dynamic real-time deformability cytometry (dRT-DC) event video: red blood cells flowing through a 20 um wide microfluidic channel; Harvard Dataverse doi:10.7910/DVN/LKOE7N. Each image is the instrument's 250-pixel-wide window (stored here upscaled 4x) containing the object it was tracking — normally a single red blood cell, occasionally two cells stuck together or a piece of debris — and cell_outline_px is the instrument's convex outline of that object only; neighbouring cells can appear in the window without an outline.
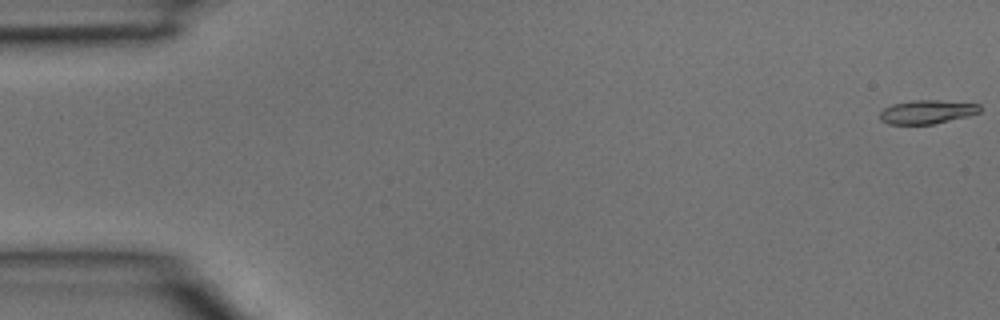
{"species": "common noctule bat (a hibernating species)", "species_latin": "Nyctalus noctula", "temperature_condition": "room temperature", "stored_images_in_passage": 4, "camera_frame_rate_fps": 3000, "um_per_image_px": 0.085, "animal": {"sex": "male", "body_mass_g": 15.6}, "frame": {"image": 1, "passage_image": 1, "time_ms": 0.0, "image_size_px": [1000, 320], "cell_outline_px": [[980, 112], [968, 116], [932, 124], [888, 124], [880, 120], [880, 112], [884, 108], [892, 104], [912, 100], [936, 100], [980, 104]], "centroid_in_image_um": [78.77, 9.51], "position_along_channel_um": 6.2, "area_um2": 13.76}}
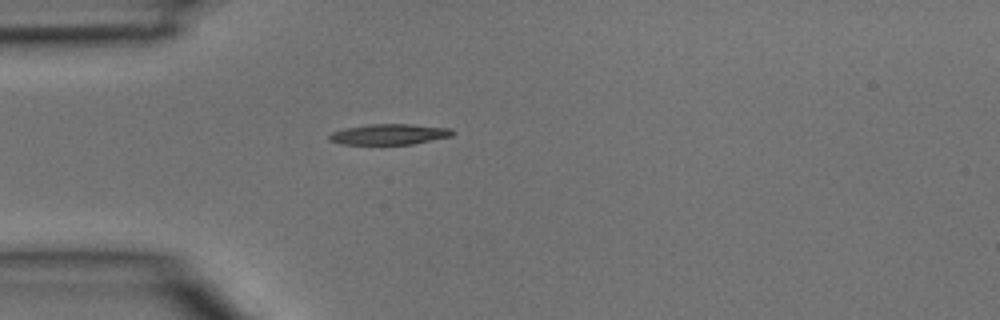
{"frame": {"image": 2, "passage_image": 4, "time_ms": 1.0, "image_size_px": [1000, 320], "cell_outline_px": [[456, 132], [452, 136], [412, 144], [344, 144], [328, 140], [328, 136], [332, 132], [344, 128], [372, 124], [412, 124], [452, 128]], "centroid_in_image_um": [33.13, 11.41], "position_along_channel_um": 51.9, "area_um2": 14.85}}